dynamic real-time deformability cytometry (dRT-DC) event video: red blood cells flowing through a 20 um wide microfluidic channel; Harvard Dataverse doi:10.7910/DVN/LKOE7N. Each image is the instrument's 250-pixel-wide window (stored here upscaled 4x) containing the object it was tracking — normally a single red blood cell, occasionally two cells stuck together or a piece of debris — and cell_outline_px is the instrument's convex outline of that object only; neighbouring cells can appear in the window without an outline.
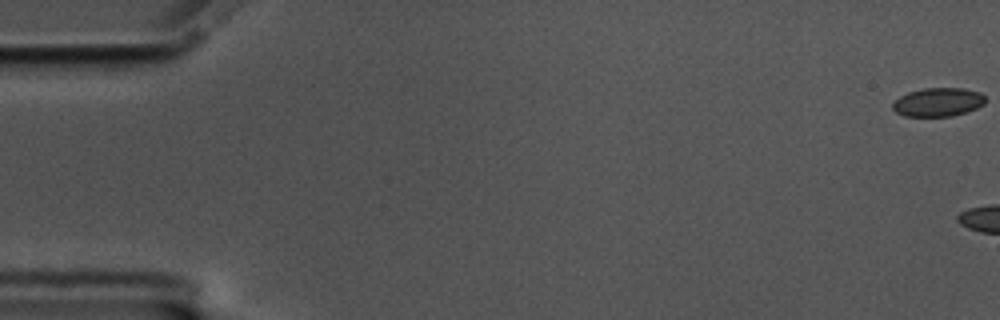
{"species": "common noctule bat (a hibernating species)", "species_latin": "Nyctalus noctula", "temperature_condition": "cold", "stored_images_in_passage": 10, "camera_frame_rate_fps": 3000, "um_per_image_px": 0.085, "animal": {"sex": "male", "body_mass_g": 17.5, "forearm_length_mm": 52.3}, "frame": {"image": 1, "passage_image": 1, "time_ms": 0.0, "image_size_px": [1000, 320], "cell_outline_px": [[984, 104], [968, 112], [952, 116], [904, 116], [896, 112], [892, 108], [892, 104], [900, 96], [908, 92], [924, 88], [964, 88], [980, 92], [984, 96]], "centroid_in_image_um": [79.74, 8.68], "position_along_channel_um": 5.3, "area_um2": 15.49}}